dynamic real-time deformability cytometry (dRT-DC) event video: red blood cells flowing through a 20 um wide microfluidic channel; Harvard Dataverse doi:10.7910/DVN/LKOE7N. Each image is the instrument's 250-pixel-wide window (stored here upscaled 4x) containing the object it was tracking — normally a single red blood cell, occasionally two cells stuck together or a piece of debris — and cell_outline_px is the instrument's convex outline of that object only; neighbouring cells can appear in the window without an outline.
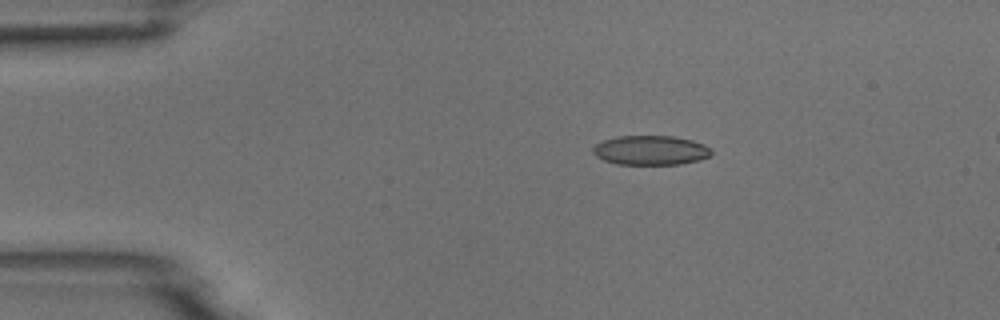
{"species": "common noctule bat (a hibernating species)", "species_latin": "Nyctalus noctula", "temperature_condition": "room temperature", "stored_images_in_passage": 8, "camera_frame_rate_fps": 3000, "um_per_image_px": 0.085, "animal": {"sex": "male", "body_mass_g": 18.8}, "frame": {"image": 1, "passage_image": 3, "time_ms": 2.333, "image_size_px": [1000, 320], "cell_outline_px": [[712, 156], [700, 160], [680, 164], [616, 164], [604, 160], [596, 156], [592, 152], [592, 148], [596, 144], [604, 140], [616, 136], [676, 136], [692, 140], [704, 144], [712, 152]], "centroid_in_image_um": [55.31, 12.77], "position_along_channel_um": 29.7, "area_um2": 20.4}}
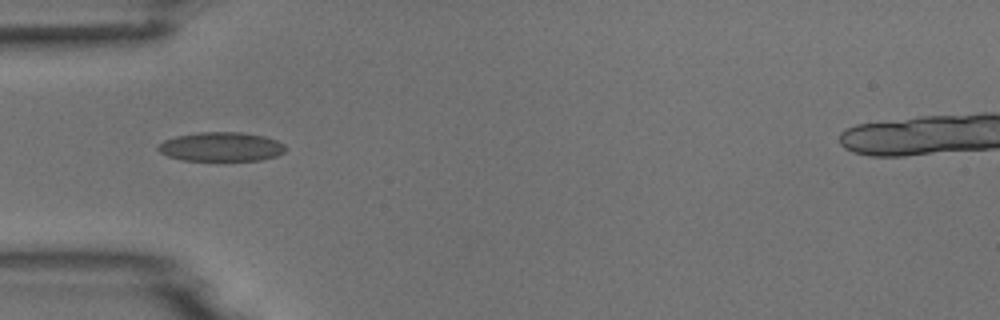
{"frame": {"image": 2, "passage_image": 5, "time_ms": 4.667, "image_size_px": [1000, 320], "cell_outline_px": [[288, 148], [284, 152], [276, 156], [260, 160], [180, 160], [168, 156], [160, 152], [156, 148], [164, 140], [176, 136], [200, 132], [244, 132], [264, 136], [276, 140], [284, 144]], "centroid_in_image_um": [18.82, 12.47], "position_along_channel_um": 66.2, "area_um2": 21.68}}